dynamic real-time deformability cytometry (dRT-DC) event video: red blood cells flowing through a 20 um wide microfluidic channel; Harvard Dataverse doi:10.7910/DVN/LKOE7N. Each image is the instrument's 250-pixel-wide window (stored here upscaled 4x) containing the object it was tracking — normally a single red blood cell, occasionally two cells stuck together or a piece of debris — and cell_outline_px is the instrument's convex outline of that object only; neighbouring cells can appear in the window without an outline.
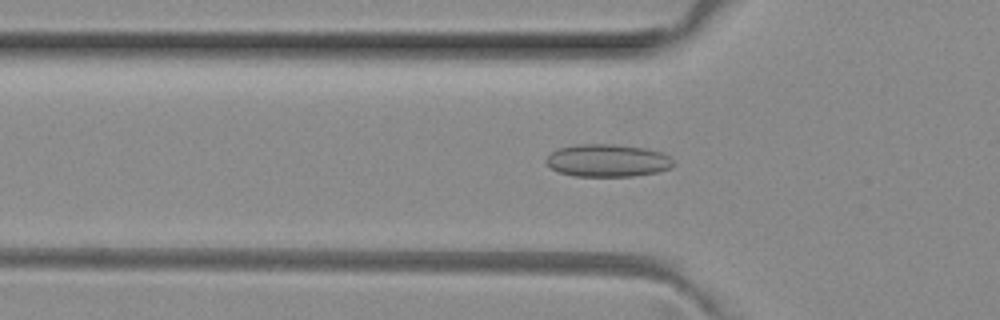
{"species": "common noctule bat (a hibernating species)", "species_latin": "Nyctalus noctula", "temperature_condition": "room temperature", "stored_images_in_passage": 21, "camera_frame_rate_fps": 3000, "um_per_image_px": 0.085, "animal": {"sex": "female", "body_mass_g": 29.2, "forearm_length_mm": 56.3}, "frame": {"image": 1, "passage_image": 6, "time_ms": 1.667, "image_size_px": [1000, 320], "cell_outline_px": [[676, 164], [672, 168], [656, 172], [632, 176], [572, 176], [560, 172], [552, 168], [544, 160], [552, 152], [560, 148], [580, 144], [616, 144], [644, 148], [660, 152], [668, 156]], "centroid_in_image_um": [51.66, 13.65], "position_along_channel_um": 74.1, "area_um2": 24.04}}
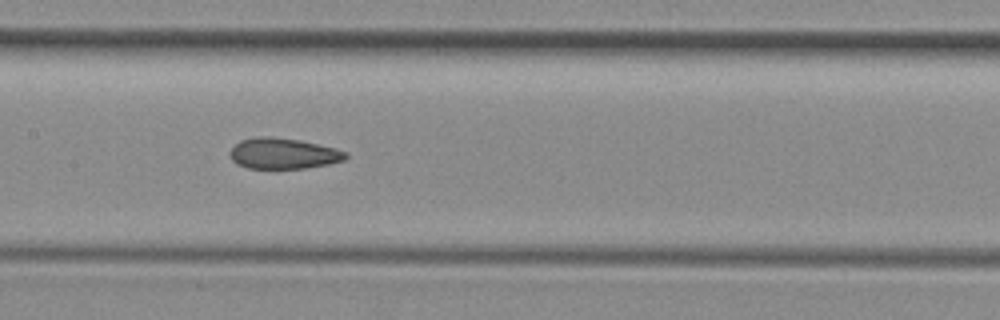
{"frame": {"image": 2, "passage_image": 14, "time_ms": 4.333, "image_size_px": [1000, 320], "cell_outline_px": [[348, 156], [344, 160], [328, 164], [304, 168], [248, 168], [236, 164], [232, 160], [228, 152], [240, 140], [256, 136], [272, 136], [300, 140], [336, 148], [348, 152]], "centroid_in_image_um": [24.07, 13.03], "position_along_channel_um": 183.3, "area_um2": 20.92}}
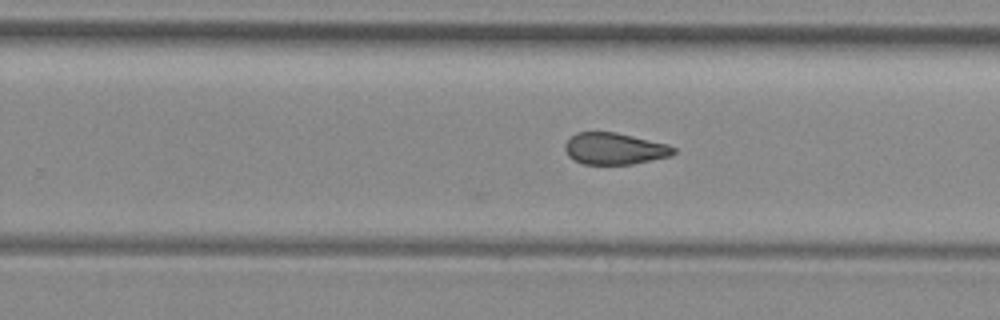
{"frame": {"image": 3, "passage_image": 21, "time_ms": 6.667, "image_size_px": [1000, 320], "cell_outline_px": [[676, 152], [672, 156], [632, 164], [584, 164], [572, 160], [568, 156], [564, 148], [564, 144], [576, 132], [616, 132], [668, 144], [676, 148]], "centroid_in_image_um": [52.24, 12.64], "position_along_channel_um": 277.6, "area_um2": 20.17}}